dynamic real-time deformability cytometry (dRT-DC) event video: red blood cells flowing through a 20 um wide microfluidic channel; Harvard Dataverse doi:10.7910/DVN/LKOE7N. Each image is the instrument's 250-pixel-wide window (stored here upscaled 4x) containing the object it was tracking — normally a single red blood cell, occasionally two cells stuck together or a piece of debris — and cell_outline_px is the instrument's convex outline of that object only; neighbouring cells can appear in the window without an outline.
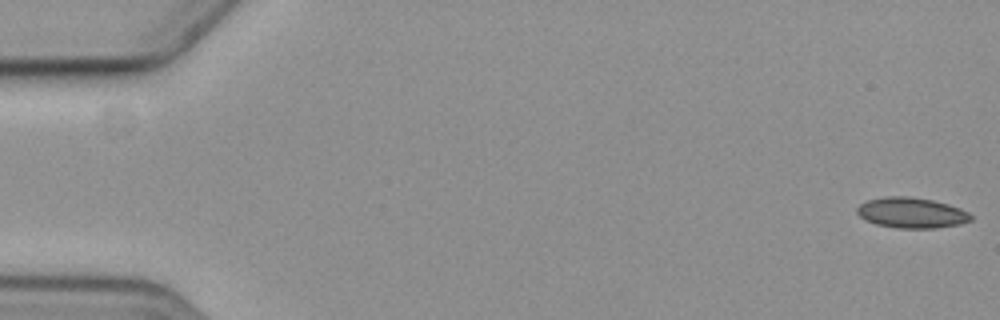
{"species": "common noctule bat (a hibernating species)", "species_latin": "Nyctalus noctula", "temperature_condition": "cold", "stored_images_in_passage": 5, "camera_frame_rate_fps": 3000, "um_per_image_px": 0.085, "animal": {"sex": "female", "body_mass_g": 19.3, "forearm_length_mm": 54.1}, "frame": {"image": 1, "passage_image": 1, "time_ms": 0.0, "image_size_px": [1000, 320], "cell_outline_px": [[972, 220], [960, 224], [936, 228], [896, 228], [876, 224], [860, 216], [856, 212], [856, 208], [860, 204], [868, 200], [888, 196], [908, 196], [932, 200], [948, 204], [960, 208], [968, 212], [972, 216]], "centroid_in_image_um": [77.49, 18.09], "position_along_channel_um": 7.5, "area_um2": 20.17}}
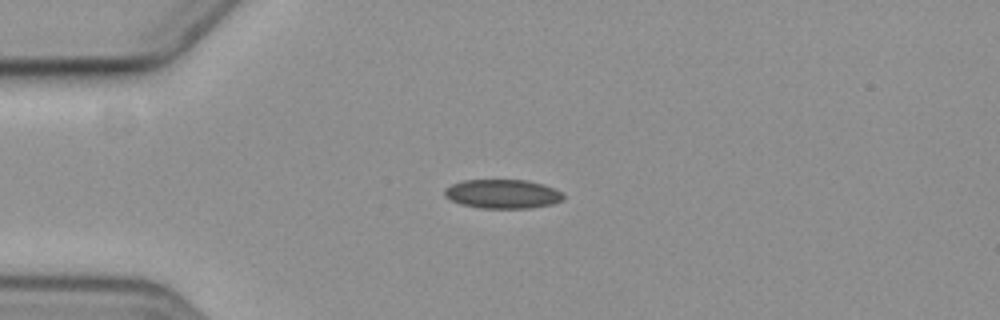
{"frame": {"image": 2, "passage_image": 5, "time_ms": 4.667, "image_size_px": [1000, 320], "cell_outline_px": [[564, 196], [560, 200], [552, 204], [528, 208], [480, 208], [460, 204], [444, 196], [444, 192], [452, 184], [464, 180], [524, 180], [540, 184], [552, 188], [560, 192]], "centroid_in_image_um": [42.68, 16.49], "position_along_channel_um": 42.3, "area_um2": 19.71}}